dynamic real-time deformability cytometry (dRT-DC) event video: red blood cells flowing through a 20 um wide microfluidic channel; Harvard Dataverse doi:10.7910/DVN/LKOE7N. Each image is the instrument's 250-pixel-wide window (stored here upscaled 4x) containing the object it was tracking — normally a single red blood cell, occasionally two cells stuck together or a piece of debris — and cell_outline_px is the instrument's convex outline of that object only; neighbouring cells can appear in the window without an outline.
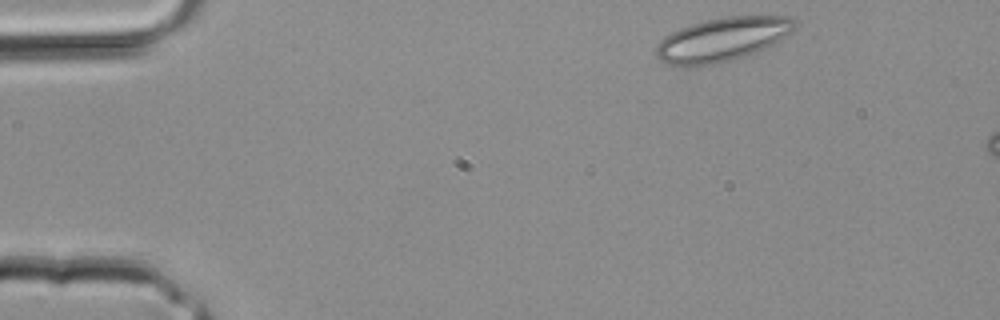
{"species": "common noctule bat (a hibernating species)", "species_latin": "Nyctalus noctula", "temperature_condition": "room temperature", "stored_images_in_passage": 3, "segment_of_instrument_passage": [1, 2], "camera_frame_rate_fps": 3000, "um_per_image_px": 0.085, "animal": {"sex": "male", "body_mass_g": 20.4}, "frame": {"image": 1, "passage_image": 1, "time_ms": 0.0, "image_size_px": [1000, 320], "cell_outline_px": [[796, 28], [792, 32], [772, 44], [764, 48], [744, 56], [716, 64], [688, 68], [684, 68], [668, 64], [660, 60], [656, 56], [656, 48], [660, 40], [664, 36], [680, 28], [692, 24], [708, 20], [728, 16], [788, 16], [796, 20]], "centroid_in_image_um": [61.37, 3.37], "position_along_channel_um": 23.6, "area_um2": 35.43}}